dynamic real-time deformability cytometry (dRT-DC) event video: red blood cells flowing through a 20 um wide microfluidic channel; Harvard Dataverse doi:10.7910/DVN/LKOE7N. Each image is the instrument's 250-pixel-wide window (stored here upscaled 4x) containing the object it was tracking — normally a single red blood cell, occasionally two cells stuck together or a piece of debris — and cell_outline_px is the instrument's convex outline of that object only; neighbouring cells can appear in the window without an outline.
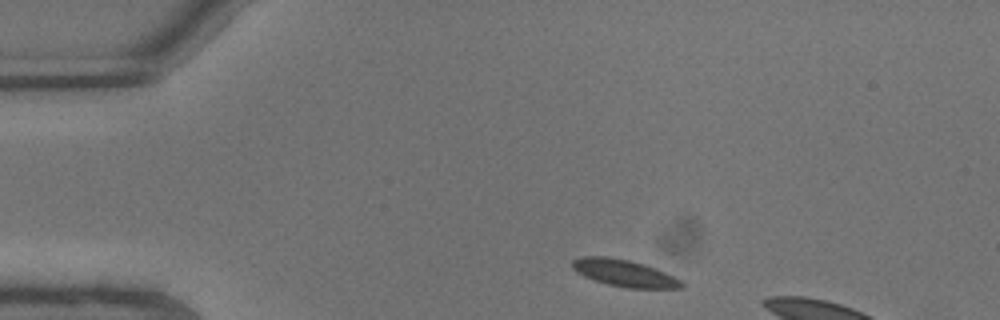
{"species": "common noctule bat (a hibernating species)", "species_latin": "Nyctalus noctula", "temperature_condition": "warm", "stored_images_in_passage": 3, "camera_frame_rate_fps": 3000, "um_per_image_px": 0.085, "animal": {"sex": "male", "body_mass_g": 13.3}, "frame": {"image": 1, "passage_image": 1, "time_ms": 0.0, "image_size_px": [1000, 320], "cell_outline_px": [[684, 288], [628, 288], [608, 284], [584, 276], [576, 272], [572, 268], [572, 260], [580, 256], [604, 256], [628, 260], [644, 264], [656, 268], [680, 280], [684, 284]], "centroid_in_image_um": [53.04, 23.2], "position_along_channel_um": 32.0, "area_um2": 16.99}}